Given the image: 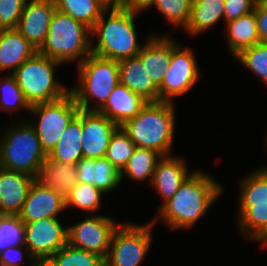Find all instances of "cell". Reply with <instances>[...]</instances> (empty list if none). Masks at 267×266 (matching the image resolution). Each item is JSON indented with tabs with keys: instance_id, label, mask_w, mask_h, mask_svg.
<instances>
[{
	"instance_id": "obj_1",
	"label": "cell",
	"mask_w": 267,
	"mask_h": 266,
	"mask_svg": "<svg viewBox=\"0 0 267 266\" xmlns=\"http://www.w3.org/2000/svg\"><path fill=\"white\" fill-rule=\"evenodd\" d=\"M223 183L202 169H194L178 188L177 192L165 202L151 221L161 223L170 231L191 230L211 209L224 193Z\"/></svg>"
},
{
	"instance_id": "obj_2",
	"label": "cell",
	"mask_w": 267,
	"mask_h": 266,
	"mask_svg": "<svg viewBox=\"0 0 267 266\" xmlns=\"http://www.w3.org/2000/svg\"><path fill=\"white\" fill-rule=\"evenodd\" d=\"M138 15L139 13L111 5L91 28V53L116 61L137 56L145 42L159 33L150 32L141 44L135 23Z\"/></svg>"
},
{
	"instance_id": "obj_3",
	"label": "cell",
	"mask_w": 267,
	"mask_h": 266,
	"mask_svg": "<svg viewBox=\"0 0 267 266\" xmlns=\"http://www.w3.org/2000/svg\"><path fill=\"white\" fill-rule=\"evenodd\" d=\"M175 103L147 102L140 112L121 127L136 147L152 149L162 156L172 155L176 129Z\"/></svg>"
},
{
	"instance_id": "obj_4",
	"label": "cell",
	"mask_w": 267,
	"mask_h": 266,
	"mask_svg": "<svg viewBox=\"0 0 267 266\" xmlns=\"http://www.w3.org/2000/svg\"><path fill=\"white\" fill-rule=\"evenodd\" d=\"M9 123L0 131V167L38 178L47 155L41 147L35 128L28 119L12 120Z\"/></svg>"
},
{
	"instance_id": "obj_5",
	"label": "cell",
	"mask_w": 267,
	"mask_h": 266,
	"mask_svg": "<svg viewBox=\"0 0 267 266\" xmlns=\"http://www.w3.org/2000/svg\"><path fill=\"white\" fill-rule=\"evenodd\" d=\"M76 68L78 81L70 87V92L81 110L99 111L120 84L118 61L91 53Z\"/></svg>"
},
{
	"instance_id": "obj_6",
	"label": "cell",
	"mask_w": 267,
	"mask_h": 266,
	"mask_svg": "<svg viewBox=\"0 0 267 266\" xmlns=\"http://www.w3.org/2000/svg\"><path fill=\"white\" fill-rule=\"evenodd\" d=\"M38 52L63 65H78L91 54V28L56 9L46 40Z\"/></svg>"
},
{
	"instance_id": "obj_7",
	"label": "cell",
	"mask_w": 267,
	"mask_h": 266,
	"mask_svg": "<svg viewBox=\"0 0 267 266\" xmlns=\"http://www.w3.org/2000/svg\"><path fill=\"white\" fill-rule=\"evenodd\" d=\"M60 65L63 64L37 51L13 73L30 106L61 99L70 92V87L56 78Z\"/></svg>"
},
{
	"instance_id": "obj_8",
	"label": "cell",
	"mask_w": 267,
	"mask_h": 266,
	"mask_svg": "<svg viewBox=\"0 0 267 266\" xmlns=\"http://www.w3.org/2000/svg\"><path fill=\"white\" fill-rule=\"evenodd\" d=\"M80 108L71 92L63 98L30 107L28 121L35 128L43 151L48 155ZM31 117V118H30Z\"/></svg>"
},
{
	"instance_id": "obj_9",
	"label": "cell",
	"mask_w": 267,
	"mask_h": 266,
	"mask_svg": "<svg viewBox=\"0 0 267 266\" xmlns=\"http://www.w3.org/2000/svg\"><path fill=\"white\" fill-rule=\"evenodd\" d=\"M120 222L115 229L109 252L104 262L108 266H140L150 251L153 242L154 224Z\"/></svg>"
},
{
	"instance_id": "obj_10",
	"label": "cell",
	"mask_w": 267,
	"mask_h": 266,
	"mask_svg": "<svg viewBox=\"0 0 267 266\" xmlns=\"http://www.w3.org/2000/svg\"><path fill=\"white\" fill-rule=\"evenodd\" d=\"M195 50L185 47L182 43L172 52L170 64L165 72L159 88V101L175 103L176 97H181L199 82L201 72Z\"/></svg>"
},
{
	"instance_id": "obj_11",
	"label": "cell",
	"mask_w": 267,
	"mask_h": 266,
	"mask_svg": "<svg viewBox=\"0 0 267 266\" xmlns=\"http://www.w3.org/2000/svg\"><path fill=\"white\" fill-rule=\"evenodd\" d=\"M119 224L111 215H86L83 220L68 226V243L105 260L113 233Z\"/></svg>"
},
{
	"instance_id": "obj_12",
	"label": "cell",
	"mask_w": 267,
	"mask_h": 266,
	"mask_svg": "<svg viewBox=\"0 0 267 266\" xmlns=\"http://www.w3.org/2000/svg\"><path fill=\"white\" fill-rule=\"evenodd\" d=\"M60 220L43 218L24 223V245L40 265L68 243V226Z\"/></svg>"
},
{
	"instance_id": "obj_13",
	"label": "cell",
	"mask_w": 267,
	"mask_h": 266,
	"mask_svg": "<svg viewBox=\"0 0 267 266\" xmlns=\"http://www.w3.org/2000/svg\"><path fill=\"white\" fill-rule=\"evenodd\" d=\"M118 124L98 111L82 110L83 158H104Z\"/></svg>"
},
{
	"instance_id": "obj_14",
	"label": "cell",
	"mask_w": 267,
	"mask_h": 266,
	"mask_svg": "<svg viewBox=\"0 0 267 266\" xmlns=\"http://www.w3.org/2000/svg\"><path fill=\"white\" fill-rule=\"evenodd\" d=\"M56 11L55 0H27L17 30L38 51L44 44Z\"/></svg>"
},
{
	"instance_id": "obj_15",
	"label": "cell",
	"mask_w": 267,
	"mask_h": 266,
	"mask_svg": "<svg viewBox=\"0 0 267 266\" xmlns=\"http://www.w3.org/2000/svg\"><path fill=\"white\" fill-rule=\"evenodd\" d=\"M65 210V201L35 178L18 216L23 223H30L43 218H58Z\"/></svg>"
},
{
	"instance_id": "obj_16",
	"label": "cell",
	"mask_w": 267,
	"mask_h": 266,
	"mask_svg": "<svg viewBox=\"0 0 267 266\" xmlns=\"http://www.w3.org/2000/svg\"><path fill=\"white\" fill-rule=\"evenodd\" d=\"M152 35L138 56L151 81L159 87L170 64L172 52L180 45L170 33Z\"/></svg>"
},
{
	"instance_id": "obj_17",
	"label": "cell",
	"mask_w": 267,
	"mask_h": 266,
	"mask_svg": "<svg viewBox=\"0 0 267 266\" xmlns=\"http://www.w3.org/2000/svg\"><path fill=\"white\" fill-rule=\"evenodd\" d=\"M184 157L178 155L163 156L157 163L150 187L161 197L158 210L178 190L185 179L193 172L188 169Z\"/></svg>"
},
{
	"instance_id": "obj_18",
	"label": "cell",
	"mask_w": 267,
	"mask_h": 266,
	"mask_svg": "<svg viewBox=\"0 0 267 266\" xmlns=\"http://www.w3.org/2000/svg\"><path fill=\"white\" fill-rule=\"evenodd\" d=\"M34 177L0 167V214L18 216Z\"/></svg>"
},
{
	"instance_id": "obj_19",
	"label": "cell",
	"mask_w": 267,
	"mask_h": 266,
	"mask_svg": "<svg viewBox=\"0 0 267 266\" xmlns=\"http://www.w3.org/2000/svg\"><path fill=\"white\" fill-rule=\"evenodd\" d=\"M76 166L78 183L94 185L106 195L123 185L120 172L105 157L82 158Z\"/></svg>"
},
{
	"instance_id": "obj_20",
	"label": "cell",
	"mask_w": 267,
	"mask_h": 266,
	"mask_svg": "<svg viewBox=\"0 0 267 266\" xmlns=\"http://www.w3.org/2000/svg\"><path fill=\"white\" fill-rule=\"evenodd\" d=\"M36 52L17 29L0 30V73L13 74Z\"/></svg>"
},
{
	"instance_id": "obj_21",
	"label": "cell",
	"mask_w": 267,
	"mask_h": 266,
	"mask_svg": "<svg viewBox=\"0 0 267 266\" xmlns=\"http://www.w3.org/2000/svg\"><path fill=\"white\" fill-rule=\"evenodd\" d=\"M118 63L120 84L141 96L147 102L159 101V88L150 80L138 55L120 60Z\"/></svg>"
},
{
	"instance_id": "obj_22",
	"label": "cell",
	"mask_w": 267,
	"mask_h": 266,
	"mask_svg": "<svg viewBox=\"0 0 267 266\" xmlns=\"http://www.w3.org/2000/svg\"><path fill=\"white\" fill-rule=\"evenodd\" d=\"M146 103L147 101L141 96L126 86L118 84L98 112L121 126L127 120L135 117Z\"/></svg>"
},
{
	"instance_id": "obj_23",
	"label": "cell",
	"mask_w": 267,
	"mask_h": 266,
	"mask_svg": "<svg viewBox=\"0 0 267 266\" xmlns=\"http://www.w3.org/2000/svg\"><path fill=\"white\" fill-rule=\"evenodd\" d=\"M37 179L66 202L78 182L77 166L46 156Z\"/></svg>"
},
{
	"instance_id": "obj_24",
	"label": "cell",
	"mask_w": 267,
	"mask_h": 266,
	"mask_svg": "<svg viewBox=\"0 0 267 266\" xmlns=\"http://www.w3.org/2000/svg\"><path fill=\"white\" fill-rule=\"evenodd\" d=\"M236 226L246 240L257 241L259 248L267 249V203L236 206Z\"/></svg>"
},
{
	"instance_id": "obj_25",
	"label": "cell",
	"mask_w": 267,
	"mask_h": 266,
	"mask_svg": "<svg viewBox=\"0 0 267 266\" xmlns=\"http://www.w3.org/2000/svg\"><path fill=\"white\" fill-rule=\"evenodd\" d=\"M225 41L229 54L234 58L243 49L252 47L260 42L255 12L240 16L237 19L226 22Z\"/></svg>"
},
{
	"instance_id": "obj_26",
	"label": "cell",
	"mask_w": 267,
	"mask_h": 266,
	"mask_svg": "<svg viewBox=\"0 0 267 266\" xmlns=\"http://www.w3.org/2000/svg\"><path fill=\"white\" fill-rule=\"evenodd\" d=\"M82 137V110L80 109L47 156L62 163L77 164L83 158Z\"/></svg>"
},
{
	"instance_id": "obj_27",
	"label": "cell",
	"mask_w": 267,
	"mask_h": 266,
	"mask_svg": "<svg viewBox=\"0 0 267 266\" xmlns=\"http://www.w3.org/2000/svg\"><path fill=\"white\" fill-rule=\"evenodd\" d=\"M224 5L225 0H193L185 35L196 37L221 20L224 22Z\"/></svg>"
},
{
	"instance_id": "obj_28",
	"label": "cell",
	"mask_w": 267,
	"mask_h": 266,
	"mask_svg": "<svg viewBox=\"0 0 267 266\" xmlns=\"http://www.w3.org/2000/svg\"><path fill=\"white\" fill-rule=\"evenodd\" d=\"M162 157L155 150L136 147L126 166L120 172L121 183L127 177L136 183L148 181L150 185L157 163Z\"/></svg>"
},
{
	"instance_id": "obj_29",
	"label": "cell",
	"mask_w": 267,
	"mask_h": 266,
	"mask_svg": "<svg viewBox=\"0 0 267 266\" xmlns=\"http://www.w3.org/2000/svg\"><path fill=\"white\" fill-rule=\"evenodd\" d=\"M241 177L238 183V206L267 203V167H258Z\"/></svg>"
},
{
	"instance_id": "obj_30",
	"label": "cell",
	"mask_w": 267,
	"mask_h": 266,
	"mask_svg": "<svg viewBox=\"0 0 267 266\" xmlns=\"http://www.w3.org/2000/svg\"><path fill=\"white\" fill-rule=\"evenodd\" d=\"M56 9L92 28L111 6L105 0H55Z\"/></svg>"
},
{
	"instance_id": "obj_31",
	"label": "cell",
	"mask_w": 267,
	"mask_h": 266,
	"mask_svg": "<svg viewBox=\"0 0 267 266\" xmlns=\"http://www.w3.org/2000/svg\"><path fill=\"white\" fill-rule=\"evenodd\" d=\"M30 104L26 101L23 92L18 86L16 77L13 74H3L0 76V112L5 111L10 117V121L16 120H26L24 118L26 115H20L22 110L28 113L30 111ZM18 111V112H17ZM21 111V112H20ZM14 115L13 116V113ZM18 116H17V113ZM24 116V117H23Z\"/></svg>"
},
{
	"instance_id": "obj_32",
	"label": "cell",
	"mask_w": 267,
	"mask_h": 266,
	"mask_svg": "<svg viewBox=\"0 0 267 266\" xmlns=\"http://www.w3.org/2000/svg\"><path fill=\"white\" fill-rule=\"evenodd\" d=\"M104 195L106 194L94 185L77 182L65 202V209H77L85 215H97L102 207Z\"/></svg>"
},
{
	"instance_id": "obj_33",
	"label": "cell",
	"mask_w": 267,
	"mask_h": 266,
	"mask_svg": "<svg viewBox=\"0 0 267 266\" xmlns=\"http://www.w3.org/2000/svg\"><path fill=\"white\" fill-rule=\"evenodd\" d=\"M103 263L104 259L101 256L67 243L53 254L43 266H101Z\"/></svg>"
},
{
	"instance_id": "obj_34",
	"label": "cell",
	"mask_w": 267,
	"mask_h": 266,
	"mask_svg": "<svg viewBox=\"0 0 267 266\" xmlns=\"http://www.w3.org/2000/svg\"><path fill=\"white\" fill-rule=\"evenodd\" d=\"M193 0H155L158 13L168 21L172 29H182L184 31L190 19L191 6Z\"/></svg>"
},
{
	"instance_id": "obj_35",
	"label": "cell",
	"mask_w": 267,
	"mask_h": 266,
	"mask_svg": "<svg viewBox=\"0 0 267 266\" xmlns=\"http://www.w3.org/2000/svg\"><path fill=\"white\" fill-rule=\"evenodd\" d=\"M234 59L267 86V42L243 49Z\"/></svg>"
},
{
	"instance_id": "obj_36",
	"label": "cell",
	"mask_w": 267,
	"mask_h": 266,
	"mask_svg": "<svg viewBox=\"0 0 267 266\" xmlns=\"http://www.w3.org/2000/svg\"><path fill=\"white\" fill-rule=\"evenodd\" d=\"M136 149L128 134L119 126L113 133L105 158L121 172Z\"/></svg>"
},
{
	"instance_id": "obj_37",
	"label": "cell",
	"mask_w": 267,
	"mask_h": 266,
	"mask_svg": "<svg viewBox=\"0 0 267 266\" xmlns=\"http://www.w3.org/2000/svg\"><path fill=\"white\" fill-rule=\"evenodd\" d=\"M0 231H2L3 251L7 247L24 244L25 228L19 216L0 214Z\"/></svg>"
},
{
	"instance_id": "obj_38",
	"label": "cell",
	"mask_w": 267,
	"mask_h": 266,
	"mask_svg": "<svg viewBox=\"0 0 267 266\" xmlns=\"http://www.w3.org/2000/svg\"><path fill=\"white\" fill-rule=\"evenodd\" d=\"M27 0H0V30L17 29Z\"/></svg>"
},
{
	"instance_id": "obj_39",
	"label": "cell",
	"mask_w": 267,
	"mask_h": 266,
	"mask_svg": "<svg viewBox=\"0 0 267 266\" xmlns=\"http://www.w3.org/2000/svg\"><path fill=\"white\" fill-rule=\"evenodd\" d=\"M40 264L23 245L7 247L0 253V266H39Z\"/></svg>"
},
{
	"instance_id": "obj_40",
	"label": "cell",
	"mask_w": 267,
	"mask_h": 266,
	"mask_svg": "<svg viewBox=\"0 0 267 266\" xmlns=\"http://www.w3.org/2000/svg\"><path fill=\"white\" fill-rule=\"evenodd\" d=\"M256 2L257 0H225L223 24L251 12Z\"/></svg>"
},
{
	"instance_id": "obj_41",
	"label": "cell",
	"mask_w": 267,
	"mask_h": 266,
	"mask_svg": "<svg viewBox=\"0 0 267 266\" xmlns=\"http://www.w3.org/2000/svg\"><path fill=\"white\" fill-rule=\"evenodd\" d=\"M253 10L255 12L260 42H267V1L257 0Z\"/></svg>"
},
{
	"instance_id": "obj_42",
	"label": "cell",
	"mask_w": 267,
	"mask_h": 266,
	"mask_svg": "<svg viewBox=\"0 0 267 266\" xmlns=\"http://www.w3.org/2000/svg\"><path fill=\"white\" fill-rule=\"evenodd\" d=\"M154 2L155 0H119L117 6L141 14L143 11L152 8Z\"/></svg>"
},
{
	"instance_id": "obj_43",
	"label": "cell",
	"mask_w": 267,
	"mask_h": 266,
	"mask_svg": "<svg viewBox=\"0 0 267 266\" xmlns=\"http://www.w3.org/2000/svg\"><path fill=\"white\" fill-rule=\"evenodd\" d=\"M3 252V238L2 231H0V253Z\"/></svg>"
},
{
	"instance_id": "obj_44",
	"label": "cell",
	"mask_w": 267,
	"mask_h": 266,
	"mask_svg": "<svg viewBox=\"0 0 267 266\" xmlns=\"http://www.w3.org/2000/svg\"><path fill=\"white\" fill-rule=\"evenodd\" d=\"M107 1L110 5H117L119 0H105Z\"/></svg>"
},
{
	"instance_id": "obj_45",
	"label": "cell",
	"mask_w": 267,
	"mask_h": 266,
	"mask_svg": "<svg viewBox=\"0 0 267 266\" xmlns=\"http://www.w3.org/2000/svg\"><path fill=\"white\" fill-rule=\"evenodd\" d=\"M265 133H267V130H266V132H265ZM265 136H266V137H265V138H266V139H265V142H266V144H265L266 148H265V149H267V135L265 134ZM266 151H267V150H266ZM263 167H267V164H266V165H264Z\"/></svg>"
},
{
	"instance_id": "obj_46",
	"label": "cell",
	"mask_w": 267,
	"mask_h": 266,
	"mask_svg": "<svg viewBox=\"0 0 267 266\" xmlns=\"http://www.w3.org/2000/svg\"><path fill=\"white\" fill-rule=\"evenodd\" d=\"M0 158H1V133H0Z\"/></svg>"
},
{
	"instance_id": "obj_47",
	"label": "cell",
	"mask_w": 267,
	"mask_h": 266,
	"mask_svg": "<svg viewBox=\"0 0 267 266\" xmlns=\"http://www.w3.org/2000/svg\"><path fill=\"white\" fill-rule=\"evenodd\" d=\"M101 266H108L105 262Z\"/></svg>"
}]
</instances>
